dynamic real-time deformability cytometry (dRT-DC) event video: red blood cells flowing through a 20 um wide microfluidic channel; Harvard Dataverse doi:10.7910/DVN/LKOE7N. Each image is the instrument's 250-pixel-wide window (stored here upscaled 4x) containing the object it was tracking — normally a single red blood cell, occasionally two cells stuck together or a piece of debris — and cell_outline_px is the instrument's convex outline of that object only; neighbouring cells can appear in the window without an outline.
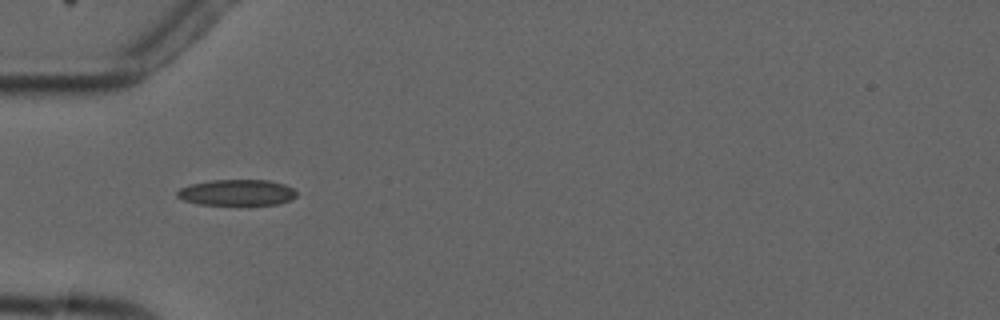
{"species": "common noctule bat (a hibernating species)", "species_latin": "Nyctalus noctula", "temperature_condition": "cold", "stored_images_in_passage": 4, "camera_frame_rate_fps": 3000, "um_per_image_px": 0.085, "animal": {"sex": "male", "forearm_length_mm": 52.5}, "frame": {"image": 1, "passage_image": 2, "time_ms": 1.0, "image_size_px": [1000, 320], "cell_outline_px": [[296, 196], [292, 200], [280, 204], [248, 208], [200, 204], [184, 200], [176, 196], [176, 192], [180, 188], [192, 184], [212, 180], [268, 180], [284, 184], [292, 188], [296, 192]], "centroid_in_image_um": [20.19, 16.43], "position_along_channel_um": 64.8, "area_um2": 19.07}}
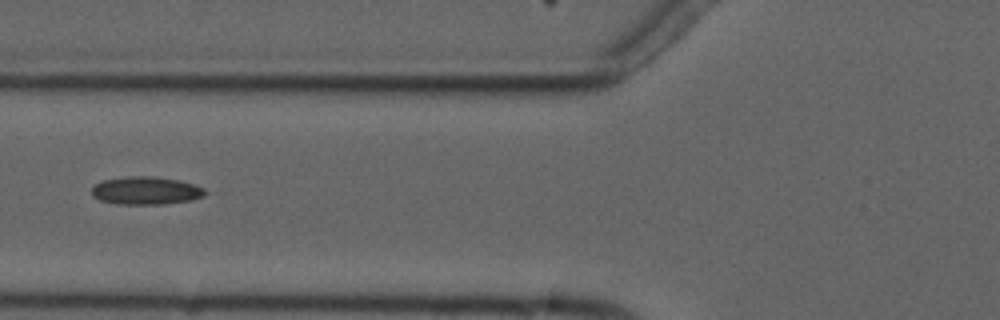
{"frame": {"image": 2, "passage_image": 3, "time_ms": 2.333, "image_size_px": [1000, 320], "cell_outline_px": [[212, 192], [204, 196], [192, 200], [164, 204], [116, 204], [100, 200], [92, 196], [92, 188], [96, 184], [104, 180], [128, 176], [152, 176], [180, 180], [204, 188]], "centroid_in_image_um": [12.46, 16.21], "position_along_channel_um": 113.3, "area_um2": 18.61}}
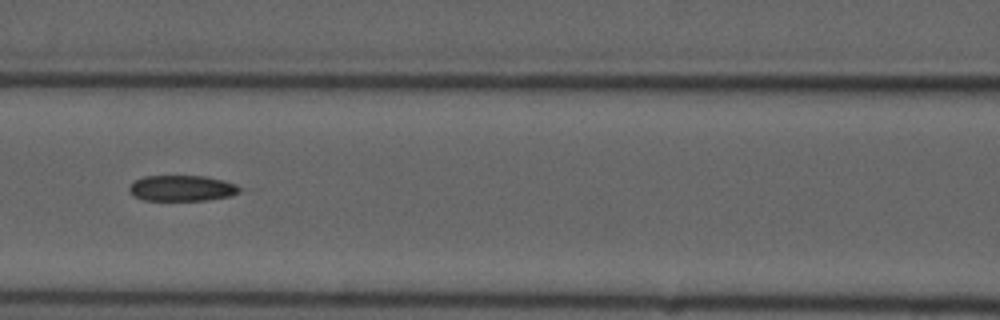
{"frame": {"image": 3, "passage_image": 4, "time_ms": 3.333, "image_size_px": [1000, 320], "cell_outline_px": [[244, 188], [240, 192], [232, 196], [204, 200], [144, 200], [132, 196], [128, 192], [128, 188], [136, 180], [144, 176], [204, 176], [224, 180], [236, 184]], "centroid_in_image_um": [15.49, 16.0], "position_along_channel_um": 151.1, "area_um2": 16.76}}